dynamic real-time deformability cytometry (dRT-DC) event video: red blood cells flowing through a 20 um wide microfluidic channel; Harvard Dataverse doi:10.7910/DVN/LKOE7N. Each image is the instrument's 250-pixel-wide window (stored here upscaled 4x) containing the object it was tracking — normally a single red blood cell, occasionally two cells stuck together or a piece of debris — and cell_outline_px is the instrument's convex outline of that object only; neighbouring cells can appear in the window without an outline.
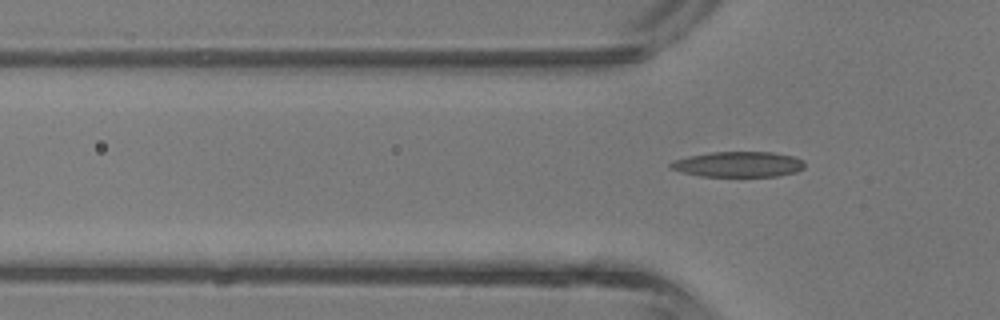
{"species": "common noctule bat (a hibernating species)", "species_latin": "Nyctalus noctula", "temperature_condition": "room temperature", "stored_images_in_passage": 6, "camera_frame_rate_fps": 3000, "um_per_image_px": 0.085, "animal": {"sex": "male", "body_mass_g": 13.3}, "frame": {"image": 1, "passage_image": 6, "time_ms": 5.667, "image_size_px": [1000, 320], "cell_outline_px": [[804, 168], [796, 172], [776, 176], [700, 176], [668, 168], [668, 164], [676, 160], [688, 156], [712, 152], [772, 152], [792, 156], [804, 160]], "centroid_in_image_um": [62.77, 13.96], "position_along_channel_um": 63.0, "area_um2": 19.77}}